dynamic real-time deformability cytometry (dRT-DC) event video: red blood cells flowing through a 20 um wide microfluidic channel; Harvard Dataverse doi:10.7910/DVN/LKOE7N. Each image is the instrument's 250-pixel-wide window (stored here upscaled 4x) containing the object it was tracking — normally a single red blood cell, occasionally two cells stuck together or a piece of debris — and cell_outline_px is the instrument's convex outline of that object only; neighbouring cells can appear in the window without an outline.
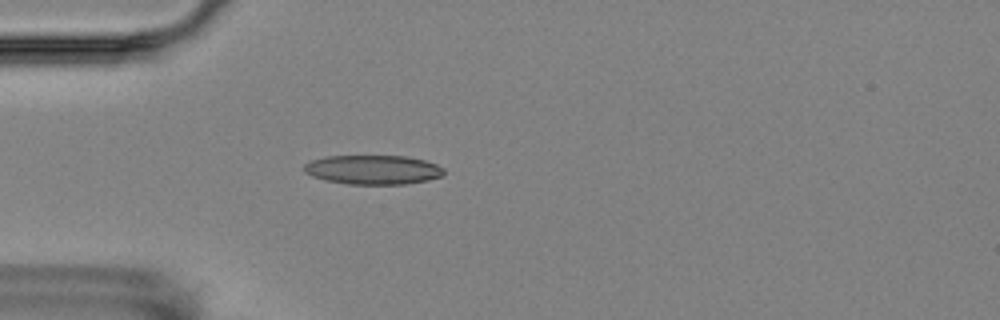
{"species": "Egyptian fruit bat (a non-hibernating species)", "species_latin": "Rousettus aegyptiacus", "temperature_condition": "room temperature", "stored_images_in_passage": 1, "camera_frame_rate_fps": 3000, "um_per_image_px": 0.085, "animal": {"sex": "female"}, "frame": {"image": 1, "passage_image": 1, "time_ms": 0.0, "image_size_px": [1000, 320], "cell_outline_px": [[444, 176], [428, 180], [404, 184], [348, 184], [324, 180], [312, 176], [304, 172], [304, 164], [312, 160], [324, 156], [408, 156], [424, 160], [436, 164], [444, 168]], "centroid_in_image_um": [31.71, 14.42], "position_along_channel_um": 53.3, "area_um2": 23.99}}